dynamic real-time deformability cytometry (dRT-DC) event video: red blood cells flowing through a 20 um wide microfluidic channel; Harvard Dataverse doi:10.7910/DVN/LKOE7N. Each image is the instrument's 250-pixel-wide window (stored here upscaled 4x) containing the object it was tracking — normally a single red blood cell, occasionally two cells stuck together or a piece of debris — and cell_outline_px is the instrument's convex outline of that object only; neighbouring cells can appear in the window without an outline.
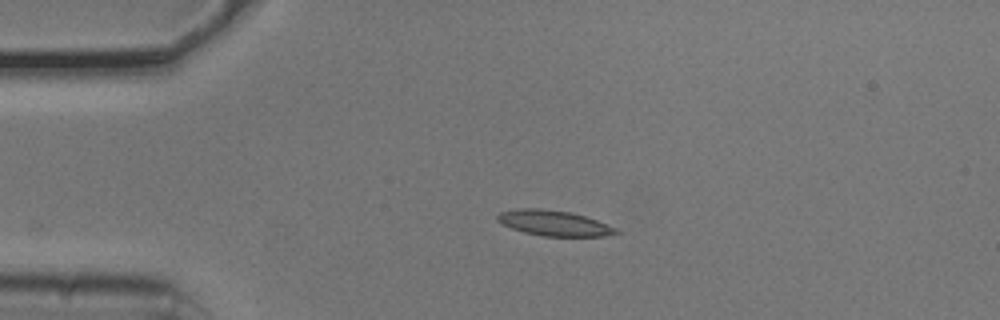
{"species": "common noctule bat (a hibernating species)", "species_latin": "Nyctalus noctula", "temperature_condition": "cold", "stored_images_in_passage": 28, "camera_frame_rate_fps": 3000, "um_per_image_px": 0.085, "animal": {"sex": "male", "body_mass_g": 20.5, "forearm_length_mm": 52.5}, "frame": {"image": 1, "passage_image": 1, "time_ms": 0.0, "image_size_px": [1000, 320], "cell_outline_px": [[620, 232], [604, 236], [544, 236], [524, 232], [512, 228], [496, 220], [496, 216], [500, 212], [520, 208], [540, 208], [572, 212], [596, 220], [616, 228]], "centroid_in_image_um": [47.07, 18.95], "position_along_channel_um": 37.9, "area_um2": 17.4}}
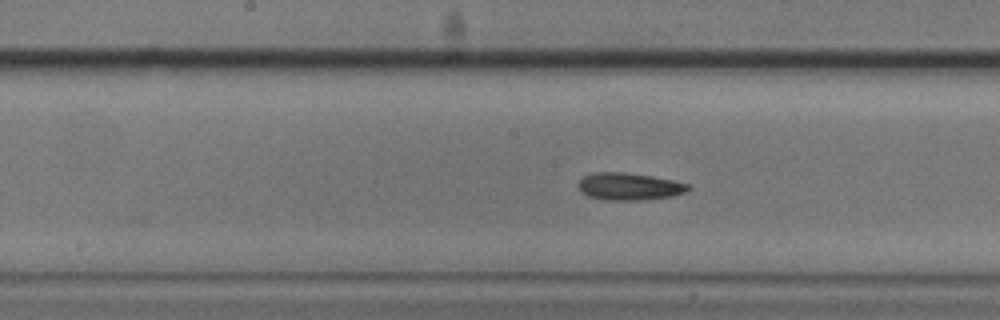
{"frame": {"image": 2, "passage_image": 16, "time_ms": 5.0, "image_size_px": [1000, 320], "cell_outline_px": [[692, 188], [684, 192], [672, 196], [644, 200], [604, 200], [588, 196], [580, 192], [576, 184], [584, 176], [596, 172], [624, 172], [652, 176], [672, 180], [688, 184]], "centroid_in_image_um": [53.45, 15.85], "position_along_channel_um": 194.8, "area_um2": 17.57}}
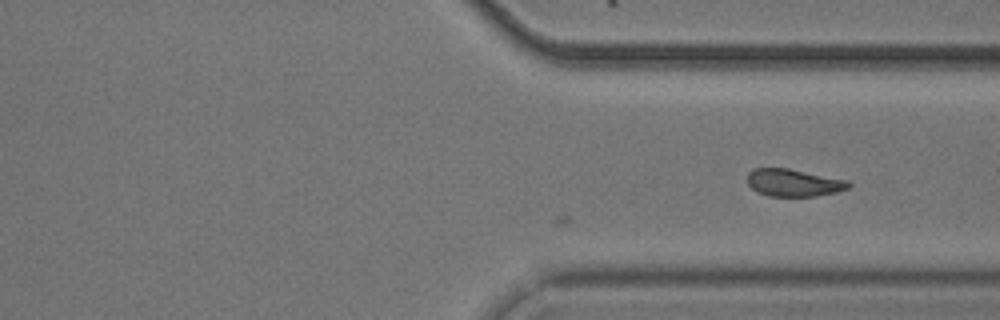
{"frame": {"image": 3, "passage_image": 28, "time_ms": 9.0, "image_size_px": [1000, 320], "cell_outline_px": [[852, 184], [848, 188], [836, 192], [816, 196], [768, 196], [752, 188], [748, 184], [748, 172], [752, 168], [788, 168], [848, 180]], "centroid_in_image_um": [67.47, 15.52], "position_along_channel_um": 343.9, "area_um2": 16.13}}